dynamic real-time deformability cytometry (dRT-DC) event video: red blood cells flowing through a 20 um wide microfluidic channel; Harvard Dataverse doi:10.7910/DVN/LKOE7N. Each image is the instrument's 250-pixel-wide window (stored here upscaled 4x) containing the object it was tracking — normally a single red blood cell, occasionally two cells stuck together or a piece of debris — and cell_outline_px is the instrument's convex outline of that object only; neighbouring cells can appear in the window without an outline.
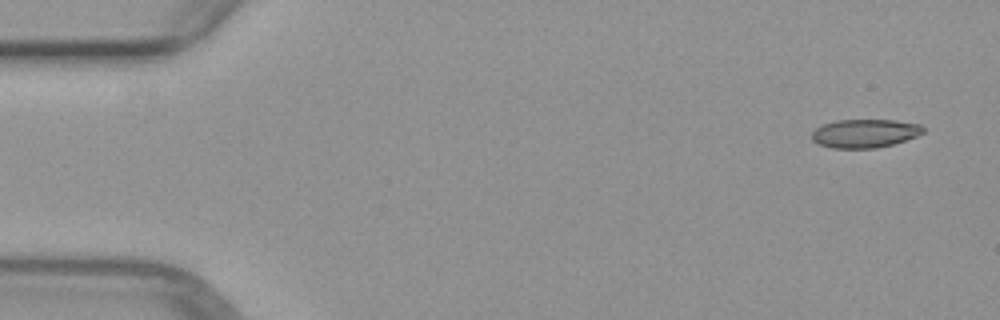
{"species": "common noctule bat (a hibernating species)", "species_latin": "Nyctalus noctula", "temperature_condition": "warm", "stored_images_in_passage": 3, "camera_frame_rate_fps": 3000, "um_per_image_px": 0.085, "animal": {"sex": "female", "body_mass_g": 29.2, "forearm_length_mm": 56.3}, "frame": {"image": 1, "passage_image": 1, "time_ms": 0.0, "image_size_px": [1000, 320], "cell_outline_px": [[924, 132], [916, 136], [892, 144], [876, 148], [832, 148], [820, 144], [812, 140], [812, 132], [820, 124], [836, 120], [896, 120], [920, 124], [924, 128]], "centroid_in_image_um": [73.49, 11.32], "position_along_channel_um": 11.5, "area_um2": 18.5}}
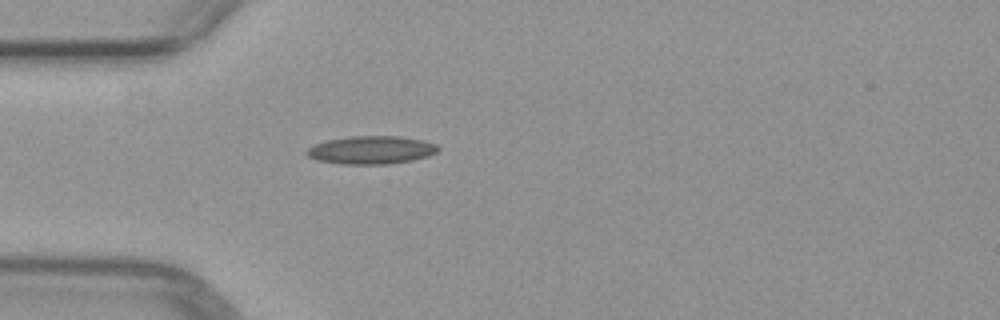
{"frame": {"image": 2, "passage_image": 3, "time_ms": 4.0, "image_size_px": [1000, 320], "cell_outline_px": [[440, 148], [436, 152], [428, 156], [412, 160], [388, 164], [340, 164], [316, 160], [308, 156], [304, 152], [308, 148], [324, 140], [352, 136], [396, 136], [424, 140], [436, 144]], "centroid_in_image_um": [31.54, 12.75], "position_along_channel_um": 53.5, "area_um2": 21.56}}